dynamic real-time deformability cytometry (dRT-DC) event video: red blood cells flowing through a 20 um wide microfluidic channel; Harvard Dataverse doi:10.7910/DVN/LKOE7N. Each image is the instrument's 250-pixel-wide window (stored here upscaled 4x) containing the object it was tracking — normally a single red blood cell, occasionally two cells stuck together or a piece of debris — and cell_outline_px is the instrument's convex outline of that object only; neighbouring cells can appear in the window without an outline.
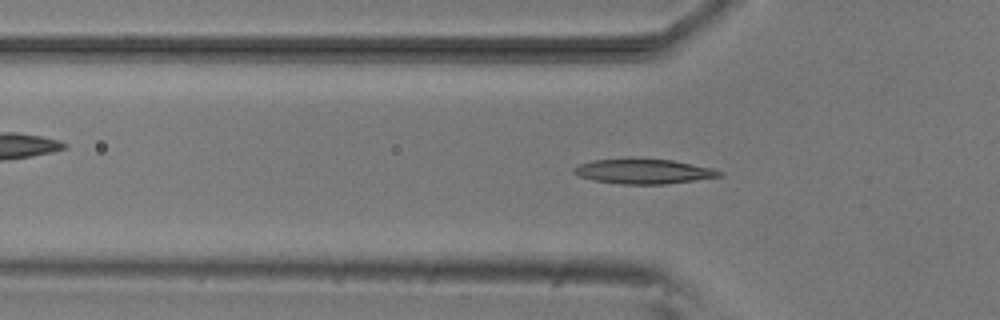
{"species": "common noctule bat (a hibernating species)", "species_latin": "Nyctalus noctula", "temperature_condition": "room temperature", "stored_images_in_passage": 45, "camera_frame_rate_fps": 3000, "um_per_image_px": 0.085, "animal": {"sex": "male", "body_mass_g": 20.5, "forearm_length_mm": 52.5}, "frame": {"image": 1, "passage_image": 8, "time_ms": 2.333, "image_size_px": [1000, 320], "cell_outline_px": [[724, 176], [664, 184], [620, 184], [592, 180], [580, 176], [572, 172], [572, 168], [580, 164], [592, 160], [632, 156], [672, 160], [712, 168], [724, 172]], "centroid_in_image_um": [54.67, 14.53], "position_along_channel_um": 71.1, "area_um2": 21.73}}
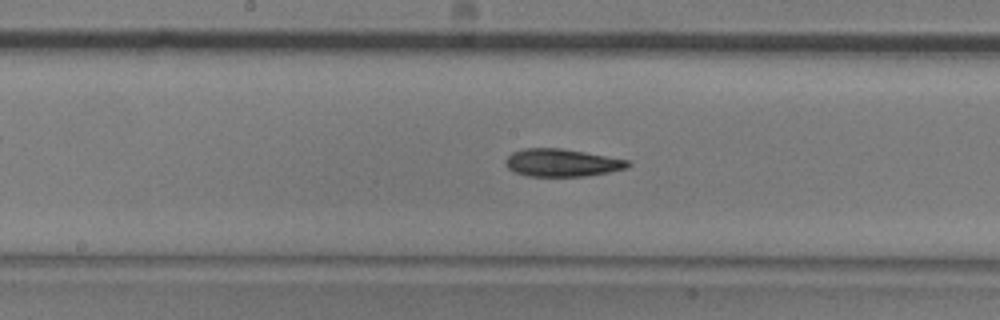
{"frame": {"image": 2, "passage_image": 18, "time_ms": 5.667, "image_size_px": [1000, 320], "cell_outline_px": [[632, 164], [628, 168], [608, 172], [584, 176], [528, 176], [512, 172], [504, 164], [504, 160], [512, 152], [524, 148], [560, 148], [584, 152], [628, 160]], "centroid_in_image_um": [47.72, 13.83], "position_along_channel_um": 200.5, "area_um2": 19.77}}
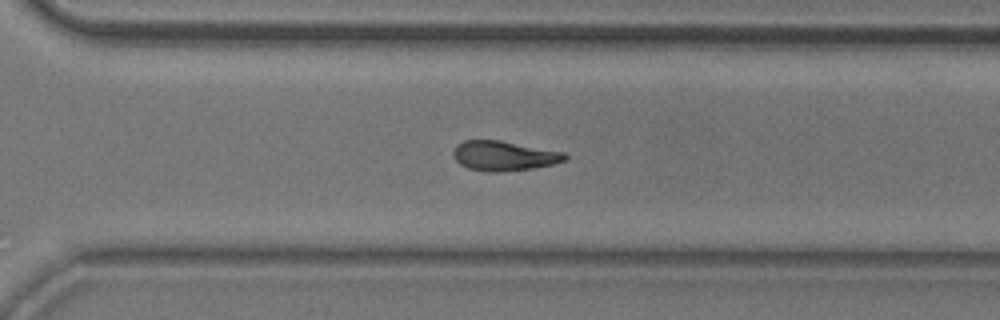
{"frame": {"image": 3, "passage_image": 28, "time_ms": 9.0, "image_size_px": [1000, 320], "cell_outline_px": [[568, 160], [552, 164], [532, 168], [504, 172], [488, 172], [468, 168], [460, 164], [452, 156], [452, 152], [456, 144], [464, 140], [500, 140], [564, 152], [568, 156]], "centroid_in_image_um": [42.82, 13.24], "position_along_channel_um": 327.8, "area_um2": 19.54}, "authors_computed_cell_mechanics": {"area_um2": 19.5364, "velocity_mm_per_s": 3.8393, "shape_relaxation_time_tau1_ms": 7.5021, "shape_relaxation_time_tau2_ms": null, "deformation_change_tau1": 0.1907, "deformation_change_tau2": null}}